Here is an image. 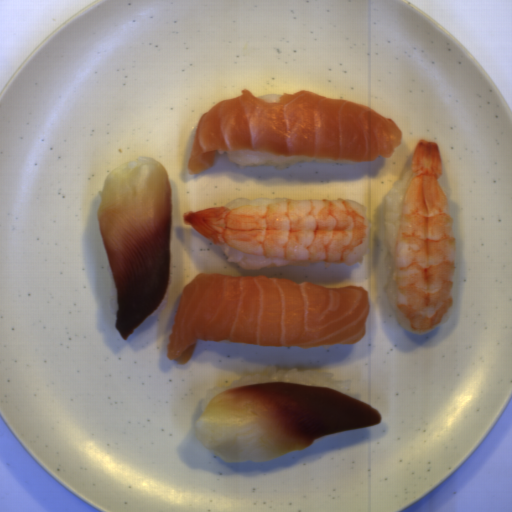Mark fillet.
I'll use <instances>...</instances> for the list:
<instances>
[{
	"instance_id": "obj_4",
	"label": "fillet",
	"mask_w": 512,
	"mask_h": 512,
	"mask_svg": "<svg viewBox=\"0 0 512 512\" xmlns=\"http://www.w3.org/2000/svg\"><path fill=\"white\" fill-rule=\"evenodd\" d=\"M98 195L96 220L118 301L115 328L127 339L168 291L172 184L157 159L140 156L111 170Z\"/></svg>"
},
{
	"instance_id": "obj_3",
	"label": "fillet",
	"mask_w": 512,
	"mask_h": 512,
	"mask_svg": "<svg viewBox=\"0 0 512 512\" xmlns=\"http://www.w3.org/2000/svg\"><path fill=\"white\" fill-rule=\"evenodd\" d=\"M381 419L375 408L332 387L259 382L215 394L195 427L202 447L221 460L259 463Z\"/></svg>"
},
{
	"instance_id": "obj_2",
	"label": "fillet",
	"mask_w": 512,
	"mask_h": 512,
	"mask_svg": "<svg viewBox=\"0 0 512 512\" xmlns=\"http://www.w3.org/2000/svg\"><path fill=\"white\" fill-rule=\"evenodd\" d=\"M221 100L199 118L187 162L190 175L214 165L219 152L374 162L392 158L401 129L370 106L308 90Z\"/></svg>"
},
{
	"instance_id": "obj_1",
	"label": "fillet",
	"mask_w": 512,
	"mask_h": 512,
	"mask_svg": "<svg viewBox=\"0 0 512 512\" xmlns=\"http://www.w3.org/2000/svg\"><path fill=\"white\" fill-rule=\"evenodd\" d=\"M371 299L361 285L198 273L181 291L167 356L187 364L199 341L284 348L359 343Z\"/></svg>"
}]
</instances>
